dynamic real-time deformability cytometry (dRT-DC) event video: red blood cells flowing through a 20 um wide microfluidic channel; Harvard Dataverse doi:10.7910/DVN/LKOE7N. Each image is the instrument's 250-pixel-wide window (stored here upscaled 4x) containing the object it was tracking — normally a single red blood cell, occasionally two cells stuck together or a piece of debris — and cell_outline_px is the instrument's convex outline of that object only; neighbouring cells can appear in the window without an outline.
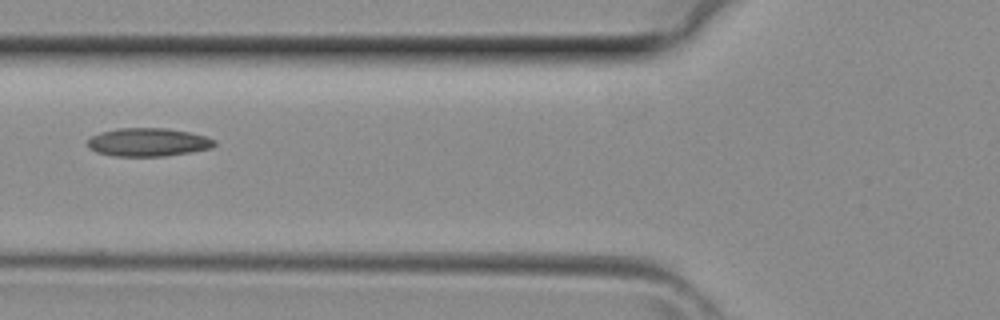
{"species": "common noctule bat (a hibernating species)", "species_latin": "Nyctalus noctula", "temperature_condition": "room temperature", "stored_images_in_passage": 5, "camera_frame_rate_fps": 3000, "um_per_image_px": 0.085, "animal": {"sex": "female", "body_mass_g": 29.2, "forearm_length_mm": 56.3}, "frame": {"image": 1, "passage_image": 5, "time_ms": 1.333, "image_size_px": [1000, 320], "cell_outline_px": [[216, 144], [212, 148], [192, 152], [164, 156], [116, 156], [96, 152], [88, 148], [88, 140], [92, 136], [100, 132], [116, 128], [168, 128], [188, 132], [204, 136], [216, 140]], "centroid_in_image_um": [12.59, 12.08], "position_along_channel_um": 113.2, "area_um2": 20.98}}